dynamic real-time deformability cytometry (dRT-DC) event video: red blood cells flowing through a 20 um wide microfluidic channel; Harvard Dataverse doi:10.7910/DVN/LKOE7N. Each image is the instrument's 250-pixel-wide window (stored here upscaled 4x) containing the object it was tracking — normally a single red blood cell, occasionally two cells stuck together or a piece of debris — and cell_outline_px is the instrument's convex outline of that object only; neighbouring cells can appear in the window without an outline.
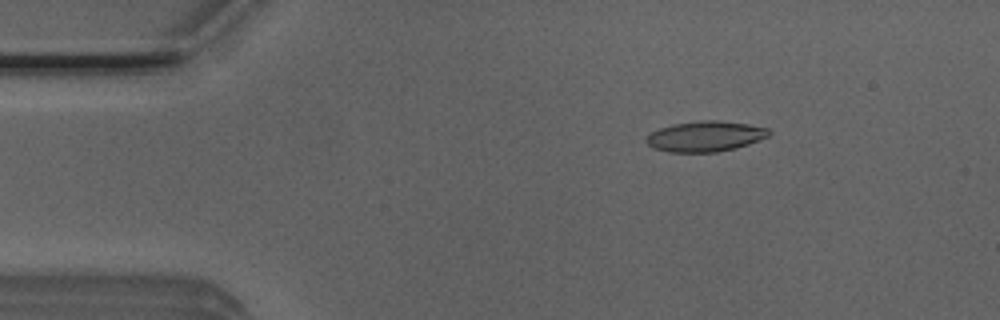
{"species": "Egyptian fruit bat (a non-hibernating species)", "species_latin": "Rousettus aegyptiacus", "temperature_condition": "room temperature", "stored_images_in_passage": 52, "camera_frame_rate_fps": 3000, "um_per_image_px": 0.085, "animal": {"sex": "male"}, "frame": {"image": 1, "passage_image": 8, "time_ms": 2.333, "image_size_px": [1000, 320], "cell_outline_px": [[772, 132], [768, 136], [748, 144], [736, 148], [716, 152], [668, 152], [652, 148], [644, 140], [652, 132], [660, 128], [672, 124], [700, 120], [716, 120], [748, 124], [768, 128]], "centroid_in_image_um": [59.94, 11.59], "position_along_channel_um": 25.1, "area_um2": 21.79}}
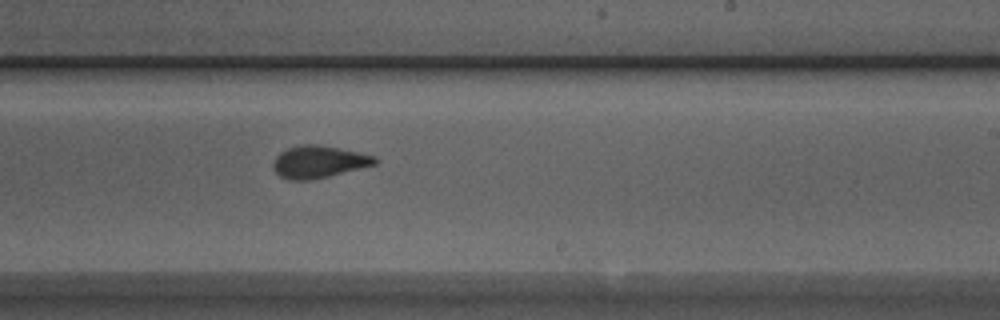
{"frame": {"image": 2, "passage_image": 31, "time_ms": 10.0, "image_size_px": [1000, 320], "cell_outline_px": [[380, 160], [376, 164], [328, 176], [308, 180], [288, 180], [280, 176], [272, 168], [272, 164], [276, 156], [280, 152], [288, 148], [300, 144], [320, 144], [340, 148], [376, 156]], "centroid_in_image_um": [27.08, 13.74], "position_along_channel_um": 261.9, "area_um2": 19.19}}
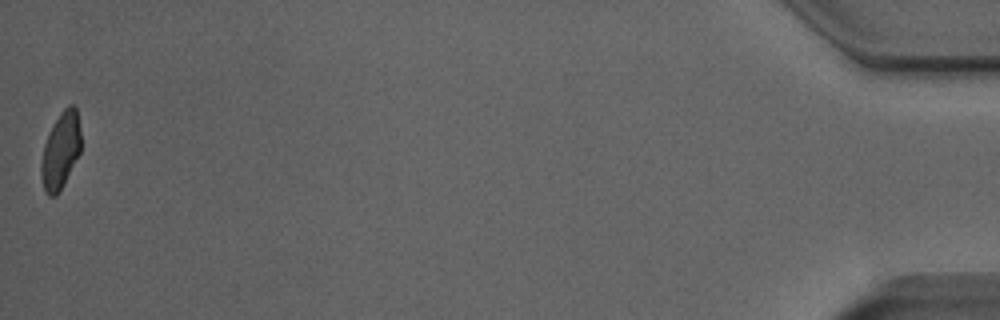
{"frame": {"image": 3, "passage_image": 52, "time_ms": 17.0, "image_size_px": [1000, 320], "cell_outline_px": [[80, 152], [56, 196], [48, 196], [44, 192], [40, 172], [40, 160], [44, 144], [48, 132], [52, 124], [60, 112], [68, 104], [72, 104], [76, 108], [80, 128]], "centroid_in_image_um": [5.12, 12.77], "position_along_channel_um": 430.1, "area_um2": 17.74}, "authors_computed_cell_mechanics": {"area_um2": 20.9525, "velocity_mm_per_s": 3.9075, "shape_relaxation_time_tau1_ms": 8.8801, "shape_relaxation_time_tau2_ms": 0.9625, "deformation_change_tau1": 0.2923, "deformation_change_tau2": 0.0724}}